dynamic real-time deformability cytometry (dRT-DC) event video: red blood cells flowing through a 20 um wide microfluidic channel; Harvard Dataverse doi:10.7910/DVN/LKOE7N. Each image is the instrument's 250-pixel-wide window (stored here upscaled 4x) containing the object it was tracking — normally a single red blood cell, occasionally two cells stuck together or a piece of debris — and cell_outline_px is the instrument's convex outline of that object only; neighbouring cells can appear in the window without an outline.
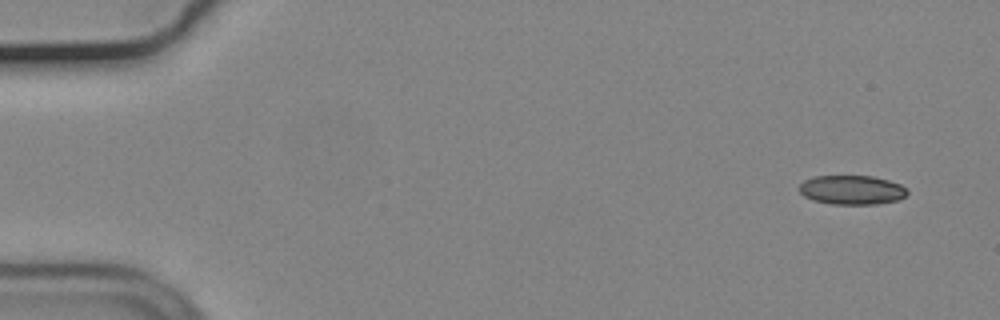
{"species": "common noctule bat (a hibernating species)", "species_latin": "Nyctalus noctula", "temperature_condition": "cold", "stored_images_in_passage": 53, "camera_frame_rate_fps": 3000, "um_per_image_px": 0.085, "animal": {"sex": "male", "body_mass_g": 19.2, "forearm_length_mm": 51.8}, "frame": {"image": 1, "passage_image": 1, "time_ms": 0.0, "image_size_px": [1000, 320], "cell_outline_px": [[908, 192], [900, 200], [876, 204], [832, 204], [812, 200], [804, 196], [800, 192], [800, 184], [804, 180], [812, 176], [872, 176], [888, 180], [900, 184], [908, 188]], "centroid_in_image_um": [72.42, 16.14], "position_along_channel_um": 12.6, "area_um2": 18.5}}
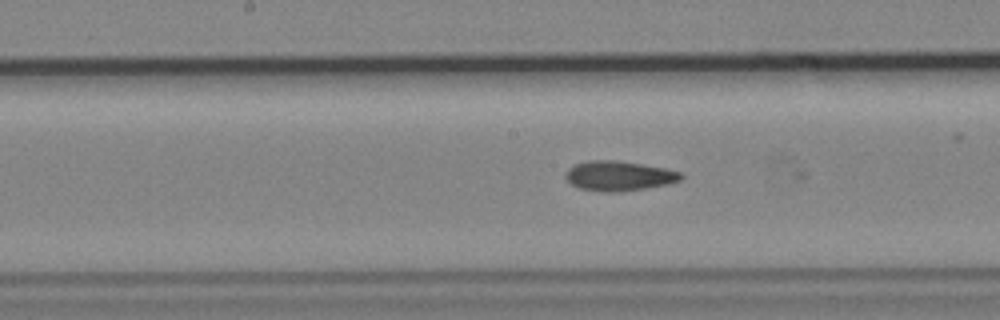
{"frame": {"image": 2, "passage_image": 26, "time_ms": 8.333, "image_size_px": [1000, 320], "cell_outline_px": [[684, 176], [680, 180], [668, 184], [644, 188], [616, 192], [604, 192], [580, 188], [572, 184], [564, 176], [564, 172], [568, 168], [576, 164], [588, 160], [616, 160], [664, 168], [680, 172]], "centroid_in_image_um": [52.58, 14.94], "position_along_channel_um": 195.6, "area_um2": 19.88}}
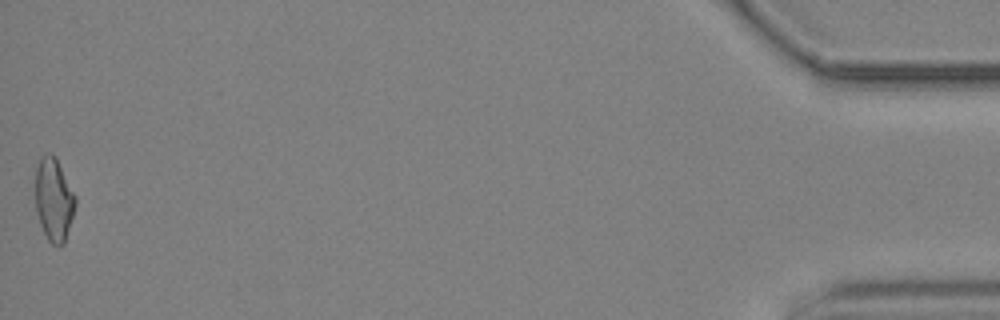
{"frame": {"image": 3, "passage_image": 53, "time_ms": 17.333, "image_size_px": [1000, 320], "cell_outline_px": [[76, 204], [64, 244], [52, 244], [48, 240], [40, 224], [36, 212], [36, 168], [40, 156], [44, 152], [52, 152], [56, 156], [76, 196]], "centroid_in_image_um": [4.57, 16.89], "position_along_channel_um": 430.6, "area_um2": 19.48}, "authors_computed_cell_mechanics": {"area_um2": 19.4786, "velocity_mm_per_s": 3.7039, "shape_relaxation_time_tau1_ms": null, "shape_relaxation_time_tau2_ms": 5.5046, "deformation_change_tau1": null, "deformation_change_tau2": 0.1505}}